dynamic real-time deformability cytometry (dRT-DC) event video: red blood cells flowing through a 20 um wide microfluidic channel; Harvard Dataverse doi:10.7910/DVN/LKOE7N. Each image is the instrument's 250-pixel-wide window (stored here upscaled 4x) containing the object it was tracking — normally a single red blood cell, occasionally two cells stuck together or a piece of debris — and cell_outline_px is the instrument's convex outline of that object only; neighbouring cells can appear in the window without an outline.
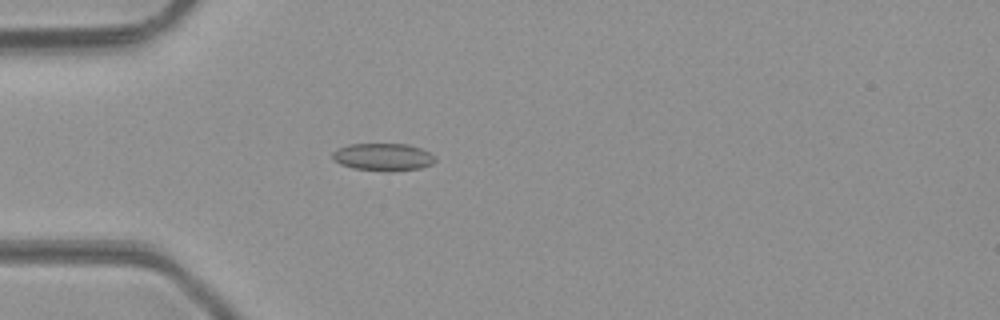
{"species": "common noctule bat (a hibernating species)", "species_latin": "Nyctalus noctula", "temperature_condition": "room temperature", "stored_images_in_passage": 35, "camera_frame_rate_fps": 3000, "um_per_image_px": 0.085, "animal": {"sex": "male", "body_mass_g": 23.1, "forearm_length_mm": 52.7}, "frame": {"image": 1, "passage_image": 7, "time_ms": 2.0, "image_size_px": [1000, 320], "cell_outline_px": [[436, 160], [432, 164], [420, 168], [388, 172], [384, 172], [352, 168], [340, 164], [332, 156], [332, 152], [336, 148], [348, 144], [408, 144], [420, 148], [436, 156]], "centroid_in_image_um": [32.56, 13.35], "position_along_channel_um": 52.4, "area_um2": 16.65}}
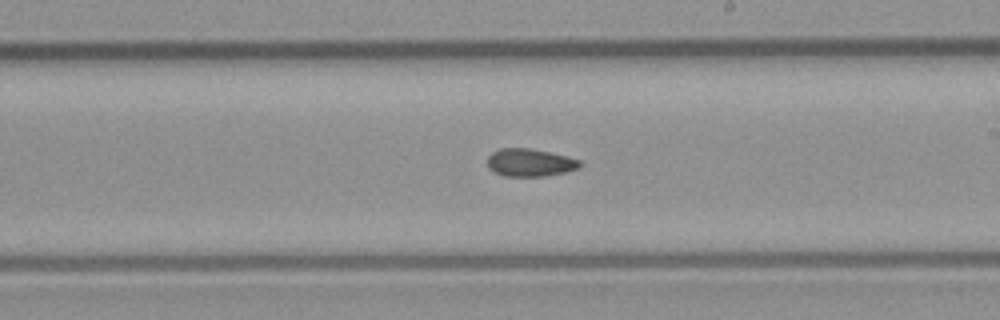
{"frame": {"image": 2, "passage_image": 21, "time_ms": 6.667, "image_size_px": [1000, 320], "cell_outline_px": [[584, 164], [580, 168], [564, 172], [544, 176], [504, 176], [488, 168], [488, 156], [492, 152], [500, 148], [532, 148], [568, 156], [580, 160]], "centroid_in_image_um": [45.08, 13.81], "position_along_channel_um": 243.9, "area_um2": 15.09}}
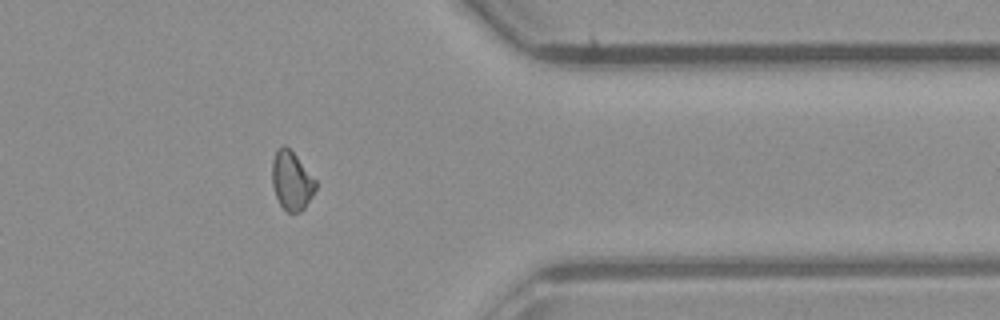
{"frame": {"image": 3, "passage_image": 32, "time_ms": 10.333, "image_size_px": [1000, 320], "cell_outline_px": [[316, 188], [312, 196], [304, 208], [300, 212], [288, 212], [280, 204], [276, 196], [272, 184], [272, 160], [276, 148], [284, 144], [296, 156], [316, 180]], "centroid_in_image_um": [24.77, 15.34], "position_along_channel_um": 386.6, "area_um2": 14.8}}